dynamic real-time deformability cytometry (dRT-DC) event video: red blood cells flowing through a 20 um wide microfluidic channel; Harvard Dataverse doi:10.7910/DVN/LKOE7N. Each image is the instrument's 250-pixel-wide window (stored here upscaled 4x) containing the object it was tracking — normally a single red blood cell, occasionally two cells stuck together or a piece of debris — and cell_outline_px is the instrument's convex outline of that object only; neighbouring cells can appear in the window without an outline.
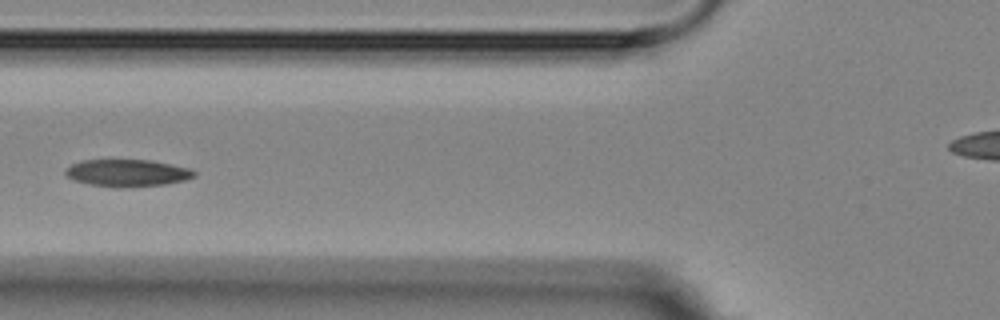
{"species": "Egyptian fruit bat (a non-hibernating species)", "species_latin": "Rousettus aegyptiacus", "temperature_condition": "room temperature", "stored_images_in_passage": 4, "camera_frame_rate_fps": 3000, "um_per_image_px": 0.085, "animal": {"sex": "female"}, "frame": {"image": 1, "passage_image": 4, "time_ms": 3.667, "image_size_px": [1000, 320], "cell_outline_px": [[196, 176], [184, 180], [164, 184], [116, 188], [88, 184], [72, 180], [64, 172], [64, 168], [80, 160], [148, 160], [188, 168], [196, 172]], "centroid_in_image_um": [10.75, 14.7], "position_along_channel_um": 115.1, "area_um2": 20.29}}